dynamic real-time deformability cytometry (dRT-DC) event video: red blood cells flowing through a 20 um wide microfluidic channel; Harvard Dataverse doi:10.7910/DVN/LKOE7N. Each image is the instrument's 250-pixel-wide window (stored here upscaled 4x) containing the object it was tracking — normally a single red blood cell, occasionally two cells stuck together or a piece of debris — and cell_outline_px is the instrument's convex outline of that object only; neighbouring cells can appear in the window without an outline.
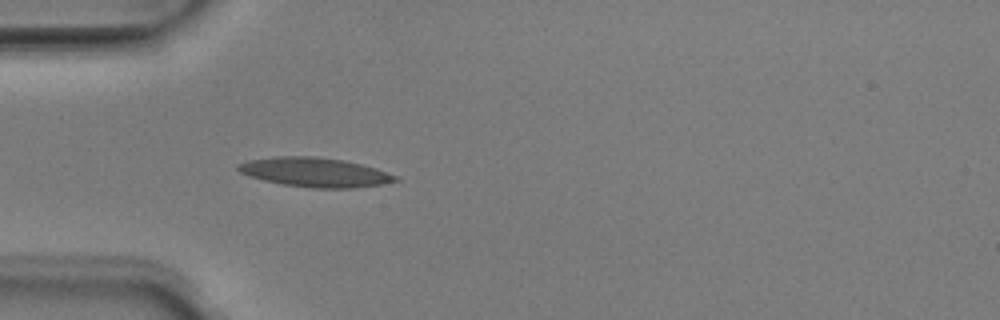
{"species": "Egyptian fruit bat (a non-hibernating species)", "species_latin": "Rousettus aegyptiacus", "temperature_condition": "room temperature", "stored_images_in_passage": 36, "camera_frame_rate_fps": 3000, "um_per_image_px": 0.085, "animal": {"sex": "male"}, "frame": {"image": 1, "passage_image": 1, "time_ms": 0.0, "image_size_px": [1000, 320], "cell_outline_px": [[400, 180], [380, 184], [356, 188], [316, 188], [284, 184], [264, 180], [240, 172], [236, 168], [236, 164], [248, 160], [276, 156], [316, 156], [344, 160], [376, 168], [400, 176]], "centroid_in_image_um": [26.8, 14.63], "position_along_channel_um": 58.2, "area_um2": 26.82}}
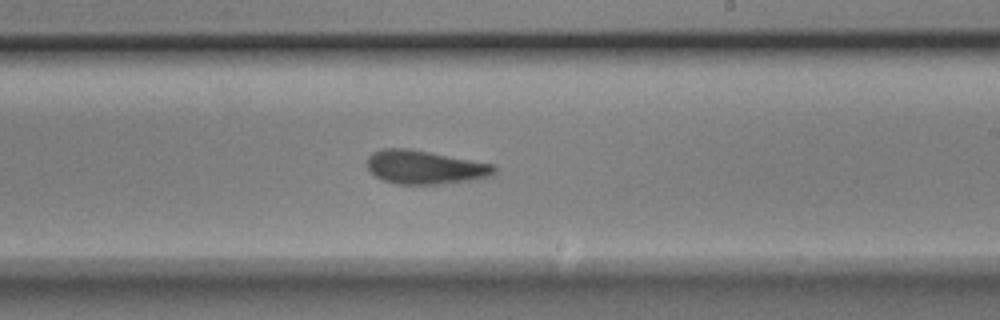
{"frame": {"image": 2, "passage_image": 16, "time_ms": 5.0, "image_size_px": [1000, 320], "cell_outline_px": [[496, 172], [492, 176], [472, 180], [444, 184], [396, 184], [384, 180], [376, 176], [368, 168], [368, 156], [372, 152], [384, 148], [408, 148], [496, 164]], "centroid_in_image_um": [36.17, 14.21], "position_along_channel_um": 252.8, "area_um2": 25.09}}
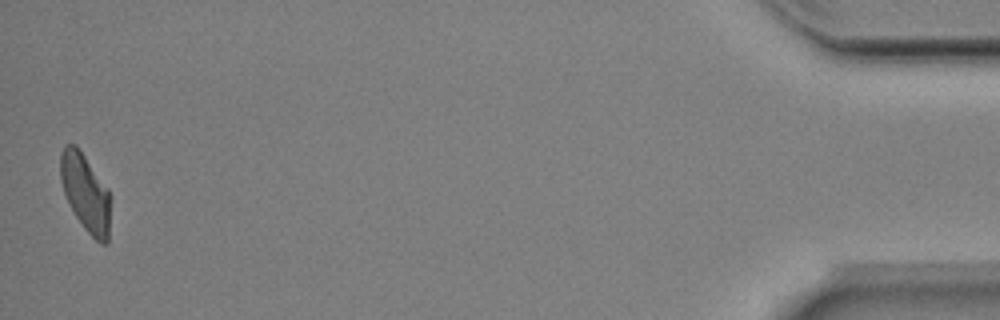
{"frame": {"image": 3, "passage_image": 36, "time_ms": 11.667, "image_size_px": [1000, 320], "cell_outline_px": [[112, 196], [108, 240], [104, 244], [100, 244], [84, 228], [76, 216], [64, 192], [60, 180], [60, 152], [64, 144], [76, 144], [108, 188]], "centroid_in_image_um": [7.29, 16.36], "position_along_channel_um": 427.9, "area_um2": 22.83}, "authors_computed_cell_mechanics": {"area_um2": 24.7673, "velocity_mm_per_s": 3.9835, "shape_relaxation_time_tau1_ms": 2.9588, "shape_relaxation_time_tau2_ms": 2.4932, "deformation_change_tau1": 0.1446, "deformation_change_tau2": 0.1047}}